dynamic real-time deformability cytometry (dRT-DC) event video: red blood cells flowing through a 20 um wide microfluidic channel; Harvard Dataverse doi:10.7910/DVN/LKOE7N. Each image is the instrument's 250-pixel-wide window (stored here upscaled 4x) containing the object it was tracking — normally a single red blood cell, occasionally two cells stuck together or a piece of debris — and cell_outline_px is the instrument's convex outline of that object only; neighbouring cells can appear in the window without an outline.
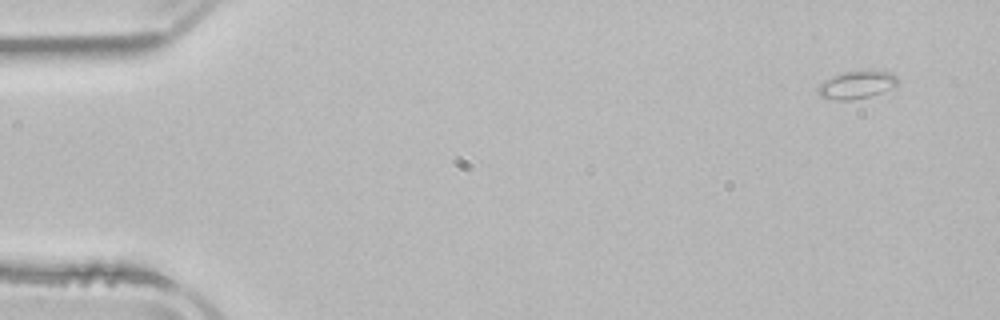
{"species": "common noctule bat (a hibernating species)", "species_latin": "Nyctalus noctula", "temperature_condition": "room temperature", "stored_images_in_passage": 4, "camera_frame_rate_fps": 3000, "um_per_image_px": 0.085, "animal": {"sex": "male", "body_mass_g": 21.5, "forearm_length_mm": 52.0}, "frame": {"image": 1, "passage_image": 1, "time_ms": 0.0, "image_size_px": [1000, 320], "cell_outline_px": [[896, 84], [880, 92], [868, 96], [852, 100], [836, 100], [820, 96], [820, 84], [836, 76], [848, 72], [888, 72], [896, 76]], "centroid_in_image_um": [72.81, 7.24], "position_along_channel_um": 12.2, "area_um2": 11.79}}